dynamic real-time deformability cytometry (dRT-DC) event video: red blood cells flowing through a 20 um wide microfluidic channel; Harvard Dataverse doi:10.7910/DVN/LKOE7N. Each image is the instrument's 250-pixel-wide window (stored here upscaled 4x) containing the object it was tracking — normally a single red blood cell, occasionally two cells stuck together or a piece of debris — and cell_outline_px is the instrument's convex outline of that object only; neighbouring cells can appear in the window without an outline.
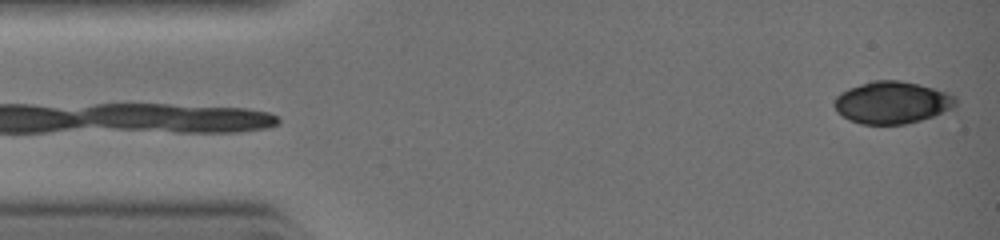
{"species": "common noctule bat (a hibernating species)", "species_latin": "Nyctalus noctula", "temperature_condition": "warm", "stored_images_in_passage": 10, "camera_frame_rate_fps": 3000, "um_per_image_px": 0.085, "animal": {"sex": "female", "body_mass_g": 19.0, "forearm_length_mm": 51.5}, "frame": {"image": 1, "passage_image": 10, "time_ms": 3.0, "image_size_px": [1000, 240], "cell_outline_px": [[956, 104], [952, 108], [932, 116], [920, 120], [904, 124], [860, 124], [836, 112], [832, 104], [832, 100], [840, 92], [848, 88], [872, 80], [900, 80], [920, 84], [956, 96]], "centroid_in_image_um": [75.77, 8.7], "position_along_channel_um": 9.2, "area_um2": 29.82}}